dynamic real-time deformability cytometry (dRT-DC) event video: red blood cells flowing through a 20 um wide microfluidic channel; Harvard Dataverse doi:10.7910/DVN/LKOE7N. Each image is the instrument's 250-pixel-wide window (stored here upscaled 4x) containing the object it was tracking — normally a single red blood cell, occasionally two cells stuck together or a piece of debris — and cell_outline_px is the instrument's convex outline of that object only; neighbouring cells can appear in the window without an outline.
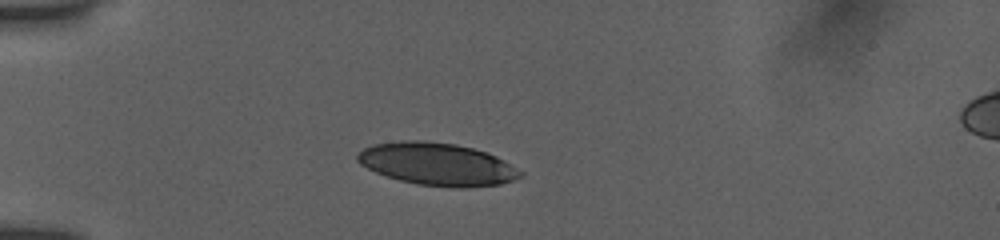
{"species": "human", "species_latin": "Homo sapiens", "temperature_condition": "room temperature", "stored_images_in_passage": 39, "camera_frame_rate_fps": 3000, "um_per_image_px": 0.085, "donor": {"sex": "female"}, "frame": {"image": 1, "passage_image": 1, "time_ms": 0.0, "image_size_px": [1000, 240], "cell_outline_px": [[524, 176], [500, 184], [468, 188], [460, 188], [420, 184], [400, 180], [376, 172], [360, 164], [356, 160], [356, 156], [364, 148], [372, 144], [400, 140], [424, 140], [456, 144], [488, 152], [504, 160], [524, 172]], "centroid_in_image_um": [37.19, 13.94], "position_along_channel_um": 47.8, "area_um2": 40.46}}
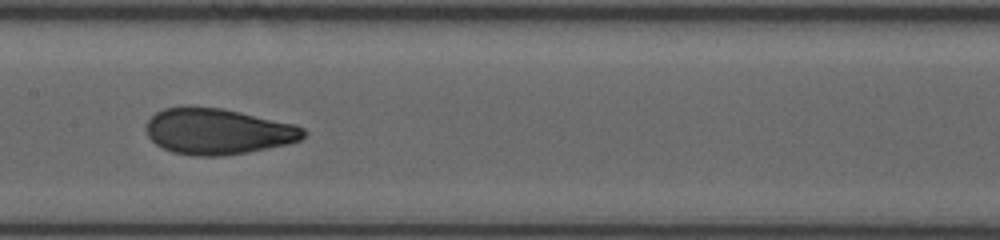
{"frame": {"image": 2, "passage_image": 14, "time_ms": 4.333, "image_size_px": [1000, 240], "cell_outline_px": [[304, 136], [300, 140], [288, 144], [248, 152], [224, 156], [192, 156], [172, 152], [156, 144], [148, 136], [148, 120], [156, 112], [164, 108], [220, 108], [240, 112], [292, 124], [304, 128]], "centroid_in_image_um": [18.53, 11.2], "position_along_channel_um": 188.9, "area_um2": 41.38}}
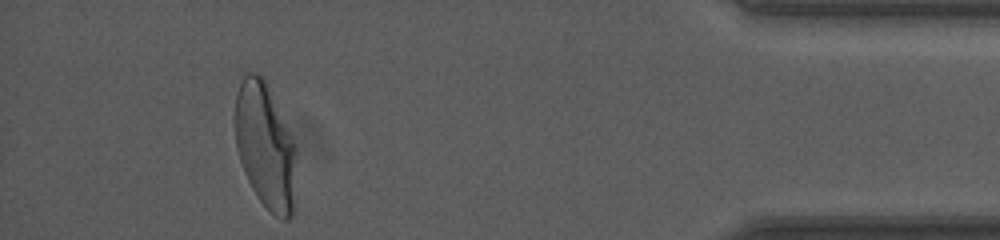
{"frame": {"image": 3, "passage_image": 35, "time_ms": 11.333, "image_size_px": [1000, 240], "cell_outline_px": [[296, 152], [292, 216], [288, 220], [284, 220], [276, 216], [256, 196], [244, 172], [236, 148], [236, 92], [244, 76], [248, 72], [252, 72], [260, 76], [264, 80], [296, 144]], "centroid_in_image_um": [22.55, 12.43], "position_along_channel_um": 412.7, "area_um2": 44.04}, "authors_computed_cell_mechanics": {"area_um2": 42.5408, "velocity_mm_per_s": 3.9007, "shape_relaxation_time_tau1_ms": 4.8898, "shape_relaxation_time_tau2_ms": 0.8582, "deformation_change_tau1": 0.1976, "deformation_change_tau2": 0.0699}}